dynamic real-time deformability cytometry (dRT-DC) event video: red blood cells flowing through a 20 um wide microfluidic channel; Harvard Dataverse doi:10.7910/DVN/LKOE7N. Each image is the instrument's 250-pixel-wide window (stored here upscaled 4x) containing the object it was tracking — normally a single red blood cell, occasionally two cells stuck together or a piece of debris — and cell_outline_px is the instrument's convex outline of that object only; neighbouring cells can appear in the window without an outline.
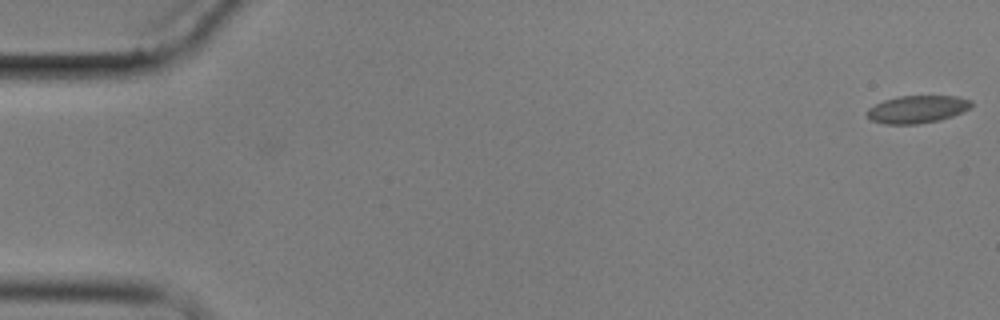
{"species": "common noctule bat (a hibernating species)", "species_latin": "Nyctalus noctula", "temperature_condition": "cold", "stored_images_in_passage": 6, "camera_frame_rate_fps": 3000, "um_per_image_px": 0.085, "animal": {"sex": "male", "body_mass_g": 17.9}, "frame": {"image": 1, "passage_image": 1, "time_ms": 0.0, "image_size_px": [1000, 320], "cell_outline_px": [[972, 104], [968, 108], [952, 116], [940, 120], [916, 124], [888, 124], [872, 120], [864, 112], [868, 108], [884, 100], [900, 96], [956, 96], [972, 100]], "centroid_in_image_um": [77.94, 9.28], "position_along_channel_um": 7.1, "area_um2": 16.59}}
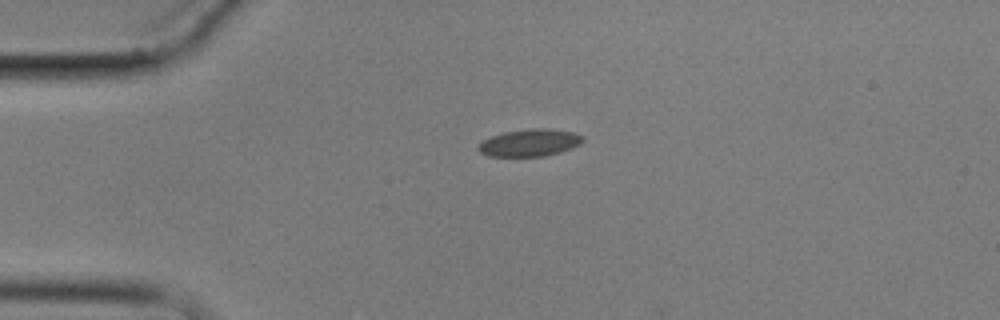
{"frame": {"image": 2, "passage_image": 4, "time_ms": 4.333, "image_size_px": [1000, 320], "cell_outline_px": [[584, 140], [580, 144], [572, 148], [560, 152], [544, 156], [488, 156], [480, 152], [476, 148], [484, 140], [492, 136], [504, 132], [532, 128], [548, 128], [572, 132], [584, 136]], "centroid_in_image_um": [45.05, 12.13], "position_along_channel_um": 40.0, "area_um2": 16.53}}
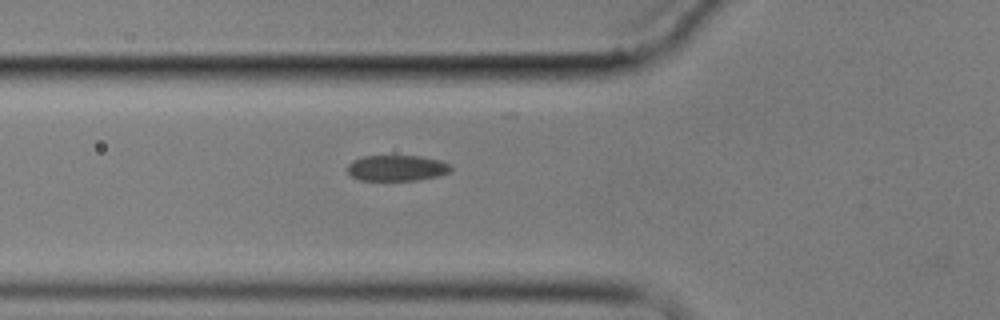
{"frame": {"image": 3, "passage_image": 6, "time_ms": 6.667, "image_size_px": [1000, 320], "cell_outline_px": [[452, 168], [448, 172], [436, 176], [420, 180], [360, 180], [352, 176], [348, 172], [348, 164], [352, 160], [364, 156], [420, 156], [440, 160], [452, 164]], "centroid_in_image_um": [33.74, 14.28], "position_along_channel_um": 92.1, "area_um2": 15.55}}